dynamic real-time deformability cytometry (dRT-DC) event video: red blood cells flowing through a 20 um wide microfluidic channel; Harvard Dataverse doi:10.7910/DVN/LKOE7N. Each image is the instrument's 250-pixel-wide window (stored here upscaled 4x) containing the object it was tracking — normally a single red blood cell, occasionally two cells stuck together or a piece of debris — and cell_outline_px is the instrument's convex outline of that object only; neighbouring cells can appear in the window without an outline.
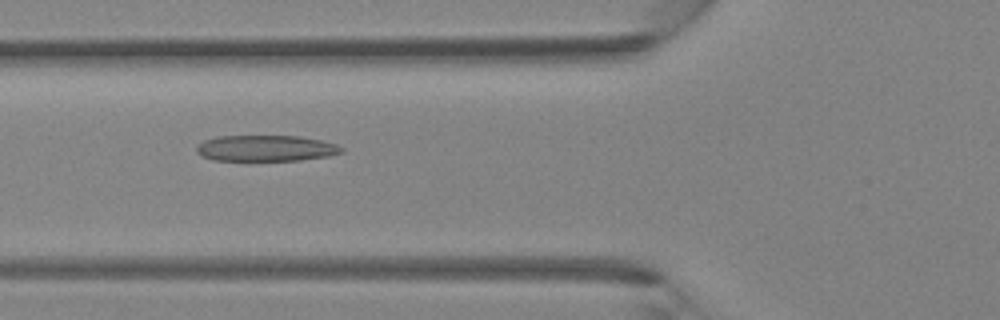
{"species": "Egyptian fruit bat (a non-hibernating species)", "species_latin": "Rousettus aegyptiacus", "temperature_condition": "room temperature", "stored_images_in_passage": 39, "camera_frame_rate_fps": 3000, "um_per_image_px": 0.085, "animal": {"sex": "female"}, "frame": {"image": 1, "passage_image": 15, "time_ms": 4.667, "image_size_px": [1000, 320], "cell_outline_px": [[344, 152], [328, 156], [300, 160], [248, 164], [212, 160], [200, 156], [196, 152], [196, 148], [204, 140], [216, 136], [300, 136], [320, 140], [336, 144], [344, 148]], "centroid_in_image_um": [22.53, 12.66], "position_along_channel_um": 103.3, "area_um2": 23.29}}
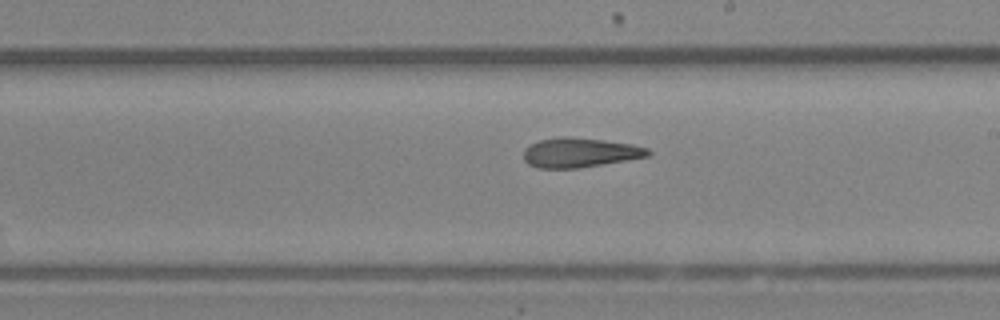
{"frame": {"image": 2, "passage_image": 23, "time_ms": 7.333, "image_size_px": [1000, 320], "cell_outline_px": [[652, 152], [648, 156], [628, 160], [580, 168], [536, 168], [528, 164], [524, 160], [524, 148], [540, 140], [564, 136], [568, 136], [604, 140], [632, 144], [648, 148]], "centroid_in_image_um": [49.29, 12.97], "position_along_channel_um": 239.7, "area_um2": 21.5}}
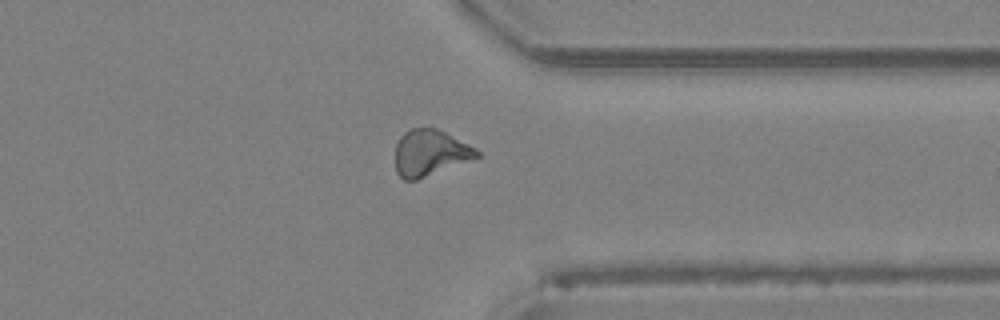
{"frame": {"image": 3, "passage_image": 31, "time_ms": 10.0, "image_size_px": [1000, 320], "cell_outline_px": [[480, 156], [416, 180], [404, 180], [396, 172], [396, 144], [400, 136], [404, 132], [412, 128], [436, 128], [476, 148], [480, 152]], "centroid_in_image_um": [36.53, 12.99], "position_along_channel_um": 374.9, "area_um2": 21.62}}